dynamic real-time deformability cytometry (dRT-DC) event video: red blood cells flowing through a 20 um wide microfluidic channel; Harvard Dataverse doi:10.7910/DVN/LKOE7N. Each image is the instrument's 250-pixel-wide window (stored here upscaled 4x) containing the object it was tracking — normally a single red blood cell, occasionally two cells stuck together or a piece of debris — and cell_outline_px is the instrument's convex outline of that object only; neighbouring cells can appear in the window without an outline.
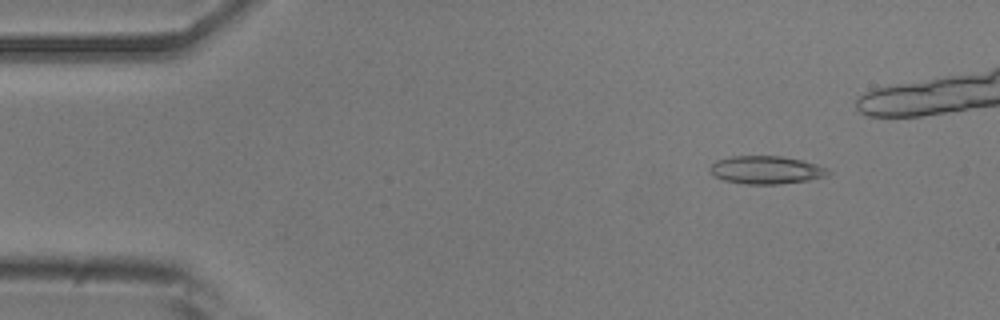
{"species": "common noctule bat (a hibernating species)", "species_latin": "Nyctalus noctula", "temperature_condition": "room temperature", "stored_images_in_passage": 43, "camera_frame_rate_fps": 3000, "um_per_image_px": 0.085, "animal": {"sex": "male", "body_mass_g": 20.5, "forearm_length_mm": 52.5}, "frame": {"image": 1, "passage_image": 6, "time_ms": 1.667, "image_size_px": [1000, 320], "cell_outline_px": [[832, 172], [824, 176], [808, 180], [776, 184], [748, 184], [724, 180], [716, 176], [708, 168], [716, 160], [732, 156], [780, 156], [804, 160], [828, 168]], "centroid_in_image_um": [65.14, 14.43], "position_along_channel_um": 19.9, "area_um2": 19.13}}
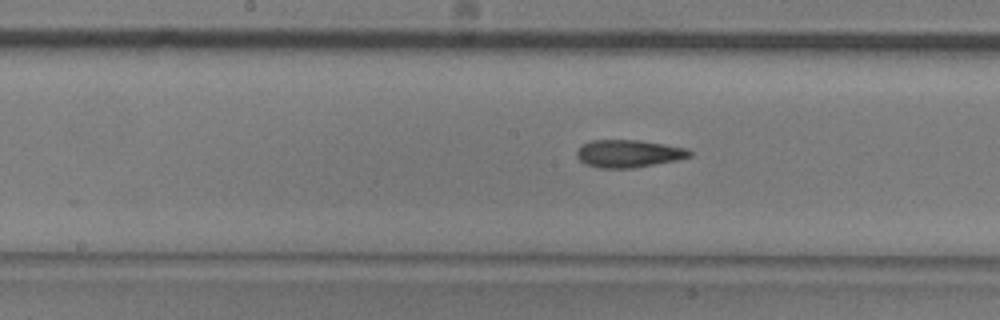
{"frame": {"image": 2, "passage_image": 26, "time_ms": 8.333, "image_size_px": [1000, 320], "cell_outline_px": [[692, 156], [680, 160], [636, 168], [600, 168], [584, 164], [576, 156], [576, 152], [584, 144], [592, 140], [640, 140], [688, 148], [692, 152]], "centroid_in_image_um": [53.48, 13.07], "position_along_channel_um": 194.7, "area_um2": 18.38}}
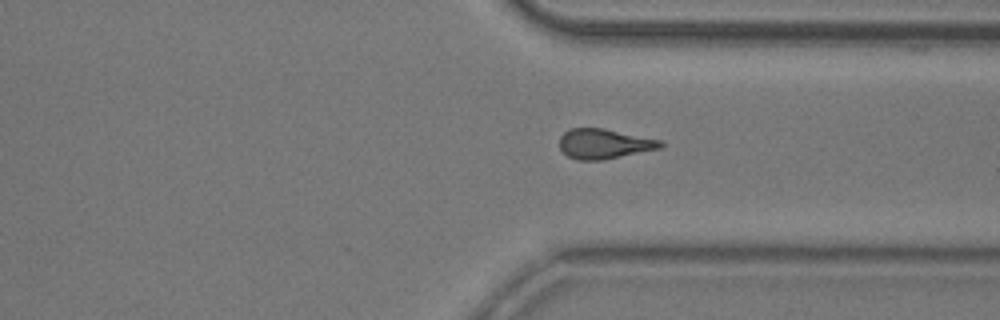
{"frame": {"image": 3, "passage_image": 39, "time_ms": 12.667, "image_size_px": [1000, 320], "cell_outline_px": [[664, 144], [660, 148], [604, 160], [576, 160], [568, 156], [560, 148], [560, 136], [564, 132], [572, 128], [604, 128], [660, 140]], "centroid_in_image_um": [51.33, 12.22], "position_along_channel_um": 360.1, "area_um2": 17.51}}